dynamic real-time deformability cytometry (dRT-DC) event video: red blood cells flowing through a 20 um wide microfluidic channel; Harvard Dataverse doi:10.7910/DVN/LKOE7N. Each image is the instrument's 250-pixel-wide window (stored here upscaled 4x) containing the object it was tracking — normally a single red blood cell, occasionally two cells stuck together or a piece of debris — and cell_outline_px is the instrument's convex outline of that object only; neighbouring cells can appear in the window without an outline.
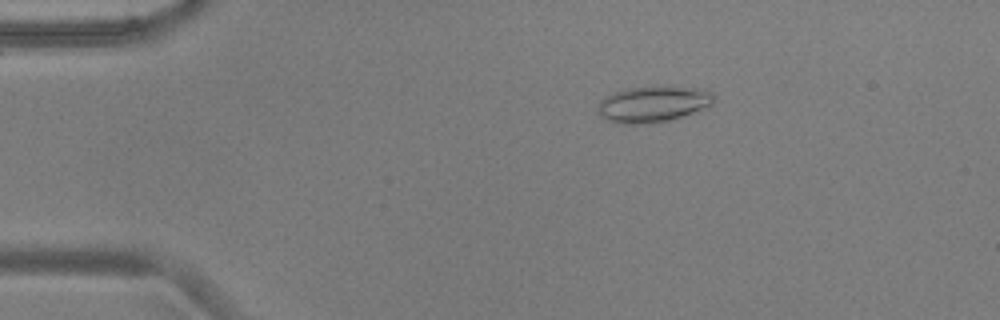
{"species": "common noctule bat (a hibernating species)", "species_latin": "Nyctalus noctula", "temperature_condition": "warm", "stored_images_in_passage": 54, "camera_frame_rate_fps": 3000, "um_per_image_px": 0.085, "animal": {"sex": "male", "body_mass_g": 17.9, "forearm_length_mm": 54.2}, "frame": {"image": 1, "passage_image": 10, "time_ms": 3.0, "image_size_px": [1000, 320], "cell_outline_px": [[716, 96], [712, 104], [692, 112], [668, 120], [636, 124], [616, 124], [604, 120], [600, 116], [600, 100], [624, 88], [668, 84], [672, 84], [704, 88], [712, 92]], "centroid_in_image_um": [55.55, 8.79], "position_along_channel_um": 29.4, "area_um2": 24.85}}
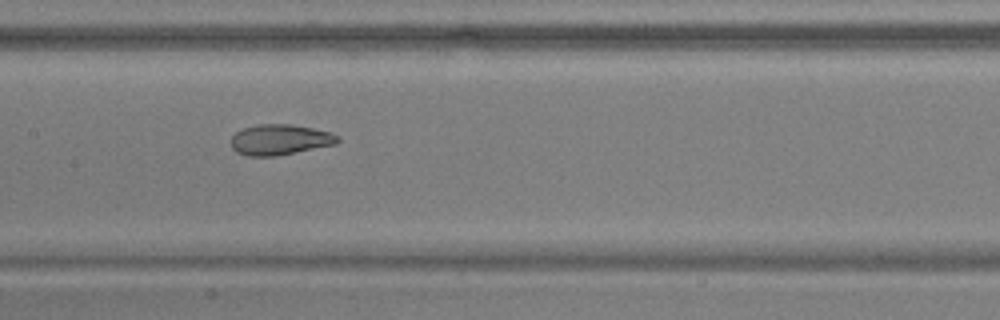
{"frame": {"image": 2, "passage_image": 27, "time_ms": 8.667, "image_size_px": [1000, 320], "cell_outline_px": [[340, 140], [336, 144], [276, 156], [248, 156], [236, 152], [232, 148], [232, 136], [236, 132], [244, 128], [260, 124], [292, 124], [332, 132], [340, 136]], "centroid_in_image_um": [23.82, 11.87], "position_along_channel_um": 183.6, "area_um2": 19.02}}
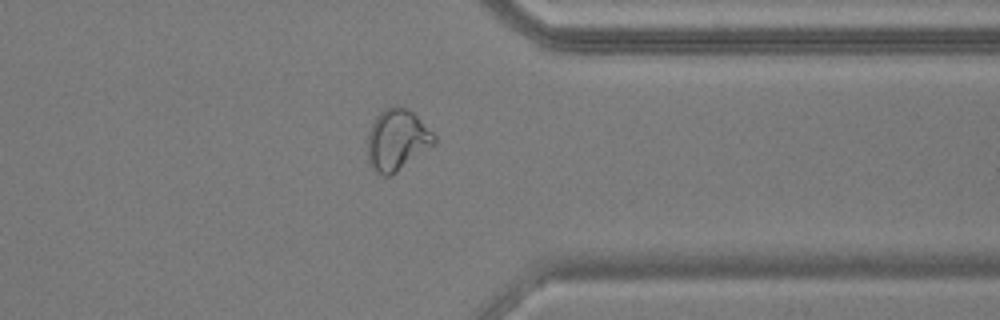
{"frame": {"image": 3, "passage_image": 43, "time_ms": 14.0, "image_size_px": [1000, 320], "cell_outline_px": [[436, 144], [392, 176], [384, 176], [376, 172], [368, 160], [368, 132], [376, 116], [384, 108], [400, 104], [412, 112], [436, 136]], "centroid_in_image_um": [33.76, 11.9], "position_along_channel_um": 377.6, "area_um2": 23.93}, "authors_computed_cell_mechanics": {"area_um2": 22.3108, "velocity_mm_per_s": 3.729, "shape_relaxation_time_tau1_ms": 6.6817, "shape_relaxation_time_tau2_ms": 1.9569, "deformation_change_tau1": 0.1867, "deformation_change_tau2": 0.0767}}